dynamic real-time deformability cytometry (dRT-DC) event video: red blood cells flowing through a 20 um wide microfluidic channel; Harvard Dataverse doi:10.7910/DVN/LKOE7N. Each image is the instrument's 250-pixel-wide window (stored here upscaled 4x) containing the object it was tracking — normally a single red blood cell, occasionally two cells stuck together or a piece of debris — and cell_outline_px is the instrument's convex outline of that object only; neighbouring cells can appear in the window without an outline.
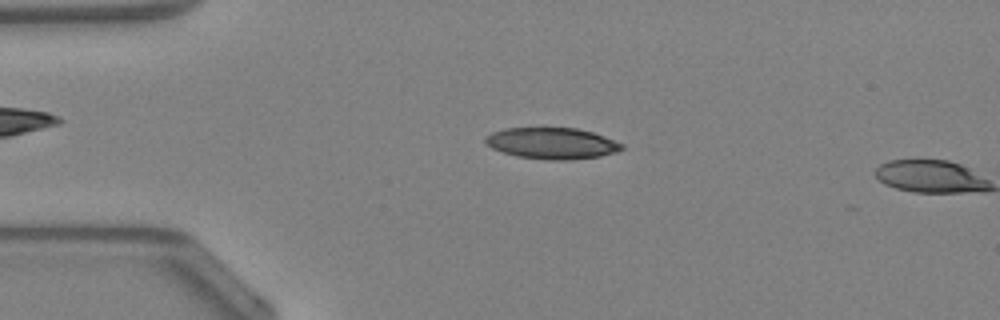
{"species": "Egyptian fruit bat (a non-hibernating species)", "species_latin": "Rousettus aegyptiacus", "temperature_condition": "warm", "stored_images_in_passage": 9, "camera_frame_rate_fps": 3000, "um_per_image_px": 0.085, "animal": {"sex": "female"}, "frame": {"image": 1, "passage_image": 8, "time_ms": 2.333, "image_size_px": [1000, 320], "cell_outline_px": [[624, 148], [612, 152], [596, 156], [520, 156], [504, 152], [488, 144], [484, 140], [488, 136], [496, 132], [508, 128], [572, 128], [592, 132], [612, 140], [620, 144]], "centroid_in_image_um": [46.88, 12.1], "position_along_channel_um": 38.1, "area_um2": 22.43}}